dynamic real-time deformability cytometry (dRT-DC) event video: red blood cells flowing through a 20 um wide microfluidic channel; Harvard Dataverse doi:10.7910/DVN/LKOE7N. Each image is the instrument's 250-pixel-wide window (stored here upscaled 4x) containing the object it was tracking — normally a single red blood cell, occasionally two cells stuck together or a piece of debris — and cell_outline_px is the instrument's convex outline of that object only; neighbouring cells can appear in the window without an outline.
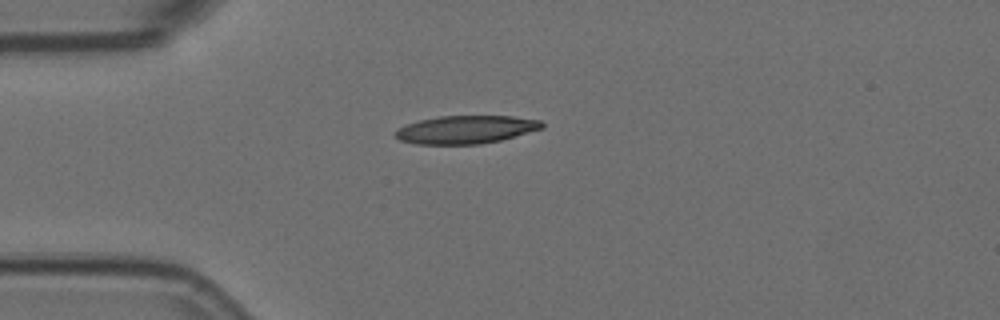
{"species": "Egyptian fruit bat (a non-hibernating species)", "species_latin": "Rousettus aegyptiacus", "temperature_condition": "room temperature", "stored_images_in_passage": 6, "camera_frame_rate_fps": 3000, "um_per_image_px": 0.085, "animal": {"sex": "female"}, "frame": {"image": 1, "passage_image": 1, "time_ms": 0.0, "image_size_px": [1000, 320], "cell_outline_px": [[544, 128], [500, 140], [480, 144], [416, 144], [400, 140], [392, 132], [396, 128], [404, 124], [420, 120], [440, 116], [512, 116], [540, 120], [544, 124]], "centroid_in_image_um": [39.56, 11.01], "position_along_channel_um": 45.4, "area_um2": 24.04}}
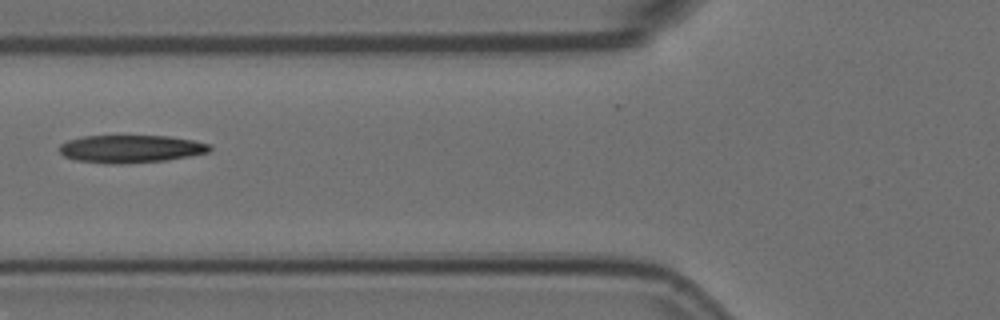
{"frame": {"image": 2, "passage_image": 3, "time_ms": 0.667, "image_size_px": [1000, 320], "cell_outline_px": [[212, 148], [208, 152], [188, 156], [164, 160], [112, 164], [76, 160], [64, 156], [60, 152], [60, 144], [68, 140], [84, 136], [168, 136], [192, 140], [212, 144]], "centroid_in_image_um": [11.11, 12.64], "position_along_channel_um": 114.7, "area_um2": 23.99}}
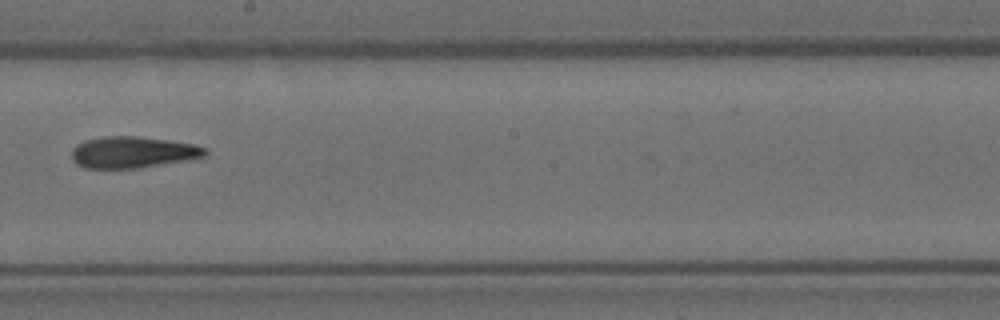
{"frame": {"image": 3, "passage_image": 6, "time_ms": 1.667, "image_size_px": [1000, 320], "cell_outline_px": [[208, 152], [204, 156], [140, 168], [84, 168], [76, 164], [72, 160], [72, 148], [76, 144], [84, 140], [104, 136], [136, 136], [168, 140], [192, 144], [204, 148]], "centroid_in_image_um": [11.2, 12.94], "position_along_channel_um": 237.0, "area_um2": 24.28}}